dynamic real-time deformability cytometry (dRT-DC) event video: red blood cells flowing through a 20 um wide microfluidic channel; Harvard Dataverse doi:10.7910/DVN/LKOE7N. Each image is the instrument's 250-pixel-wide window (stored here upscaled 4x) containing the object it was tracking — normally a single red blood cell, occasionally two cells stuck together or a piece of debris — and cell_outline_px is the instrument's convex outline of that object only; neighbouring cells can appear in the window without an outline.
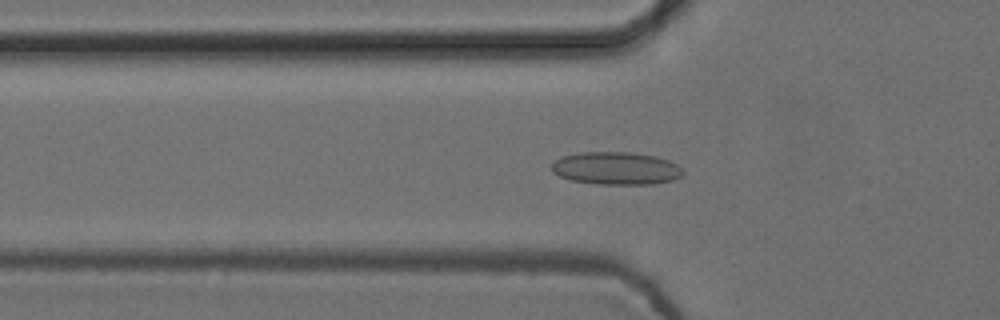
{"species": "common noctule bat (a hibernating species)", "species_latin": "Nyctalus noctula", "temperature_condition": "cold", "stored_images_in_passage": 49, "camera_frame_rate_fps": 3000, "um_per_image_px": 0.085, "animal": {"sex": "female", "body_mass_g": 24.6, "forearm_length_mm": 56.2}, "frame": {"image": 1, "passage_image": 13, "time_ms": 4.0, "image_size_px": [1000, 320], "cell_outline_px": [[684, 172], [680, 176], [672, 180], [652, 184], [596, 184], [572, 180], [560, 176], [552, 172], [552, 160], [560, 156], [580, 152], [628, 152], [656, 156], [668, 160], [676, 164]], "centroid_in_image_um": [52.32, 14.3], "position_along_channel_um": 73.5, "area_um2": 25.09}}
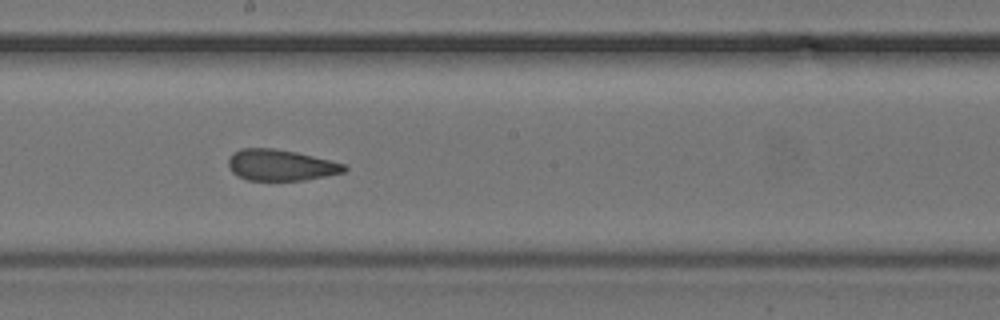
{"frame": {"image": 2, "passage_image": 25, "time_ms": 8.0, "image_size_px": [1000, 320], "cell_outline_px": [[348, 168], [344, 172], [304, 180], [248, 180], [232, 172], [228, 164], [228, 160], [232, 152], [240, 148], [272, 148], [296, 152], [344, 164]], "centroid_in_image_um": [23.82, 14.03], "position_along_channel_um": 224.4, "area_um2": 20.81}}
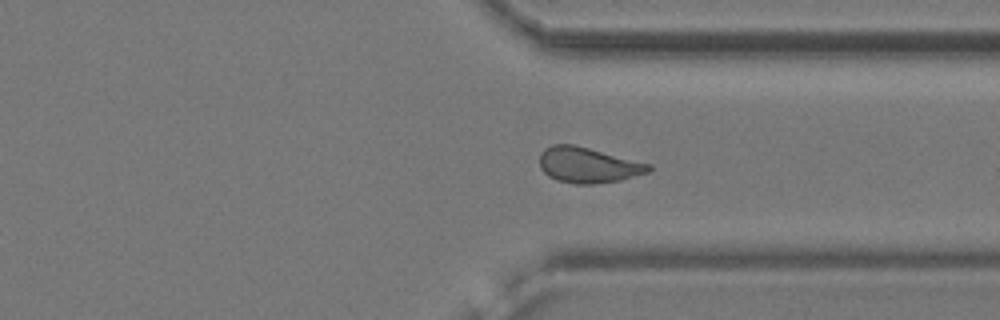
{"frame": {"image": 3, "passage_image": 36, "time_ms": 11.667, "image_size_px": [1000, 320], "cell_outline_px": [[652, 168], [648, 172], [620, 180], [592, 184], [576, 184], [556, 180], [548, 176], [540, 168], [540, 152], [544, 148], [552, 144], [572, 144], [652, 164]], "centroid_in_image_um": [49.96, 14.03], "position_along_channel_um": 361.4, "area_um2": 22.54}, "authors_computed_cell_mechanics": {"area_um2": 22.0796, "velocity_mm_per_s": 3.7378, "shape_relaxation_time_tau1_ms": null, "shape_relaxation_time_tau2_ms": 1.4674, "deformation_change_tau1": null, "deformation_change_tau2": 0.0873}}